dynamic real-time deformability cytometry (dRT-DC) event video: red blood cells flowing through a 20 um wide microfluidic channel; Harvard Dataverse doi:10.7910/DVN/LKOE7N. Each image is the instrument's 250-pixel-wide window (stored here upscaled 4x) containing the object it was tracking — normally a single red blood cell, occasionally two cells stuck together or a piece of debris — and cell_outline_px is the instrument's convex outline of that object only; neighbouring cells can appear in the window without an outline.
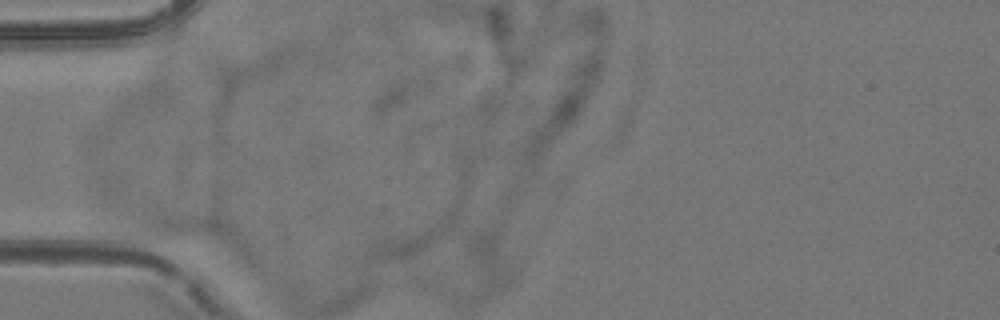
{"species": "common noctule bat (a hibernating species)", "species_latin": "Nyctalus noctula", "temperature_condition": "room temperature", "stored_images_in_passage": 2, "camera_frame_rate_fps": 3000, "um_per_image_px": 0.085, "animal": {"sex": "female", "body_mass_g": 24.6, "forearm_length_mm": 56.2}, "frame": {"image": 1, "passage_image": 1, "time_ms": 0.0, "image_size_px": [1000, 320], "cell_outline_px": [[220, 236], [164, 240], [144, 236], [100, 224], [100, 212], [108, 204], [112, 204], [148, 208], [208, 216], [216, 220], [220, 224]], "centroid_in_image_um": [13.51, 18.93], "position_along_channel_um": 71.5, "area_um2": 21.39}}